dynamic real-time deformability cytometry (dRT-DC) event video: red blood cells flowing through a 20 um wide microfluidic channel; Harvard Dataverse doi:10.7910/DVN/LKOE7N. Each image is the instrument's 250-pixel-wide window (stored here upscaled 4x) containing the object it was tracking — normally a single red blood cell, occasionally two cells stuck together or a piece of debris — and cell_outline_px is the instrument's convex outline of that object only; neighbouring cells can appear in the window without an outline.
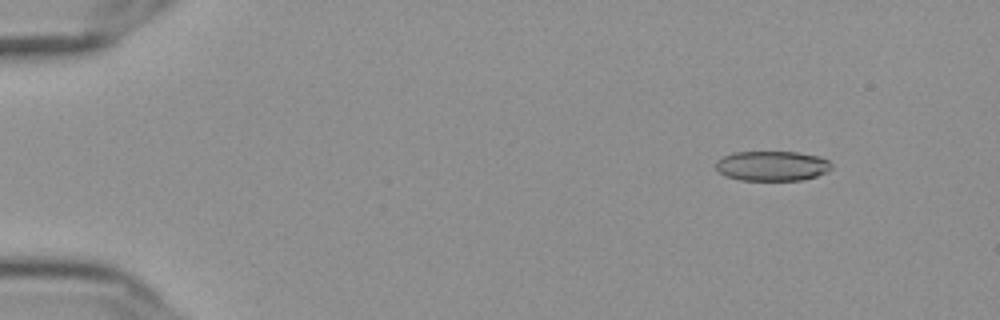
{"species": "Egyptian fruit bat (a non-hibernating species)", "species_latin": "Rousettus aegyptiacus", "temperature_condition": "cold", "stored_images_in_passage": 57, "camera_frame_rate_fps": 3000, "um_per_image_px": 0.085, "frame": {"image": 1, "passage_image": 7, "time_ms": 2.0, "image_size_px": [1000, 320], "cell_outline_px": [[832, 168], [816, 176], [800, 180], [740, 180], [728, 176], [720, 172], [716, 168], [716, 164], [724, 156], [736, 152], [796, 152], [816, 156], [828, 160], [832, 164]], "centroid_in_image_um": [65.65, 14.1], "position_along_channel_um": 19.4, "area_um2": 19.77}}
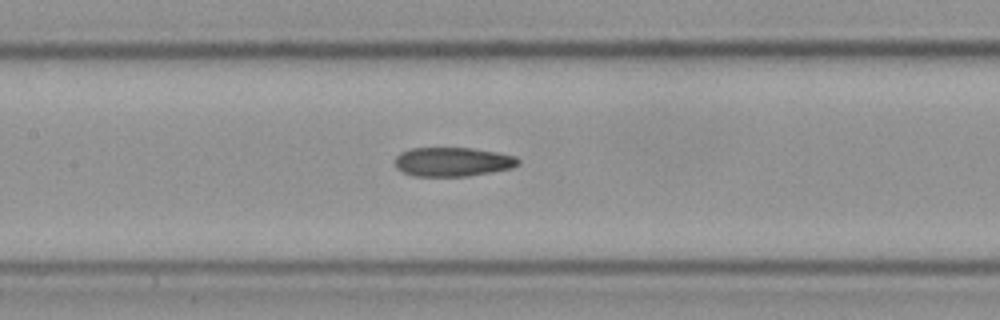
{"frame": {"image": 2, "passage_image": 28, "time_ms": 9.0, "image_size_px": [1000, 320], "cell_outline_px": [[520, 164], [512, 168], [492, 172], [468, 176], [412, 176], [404, 172], [396, 164], [396, 156], [400, 152], [412, 148], [472, 148], [496, 152], [516, 156], [520, 160]], "centroid_in_image_um": [38.53, 13.75], "position_along_channel_um": 168.9, "area_um2": 20.87}}
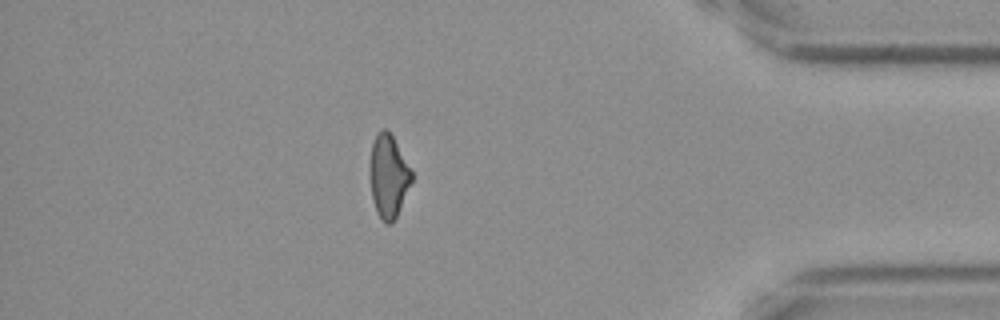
{"frame": {"image": 3, "passage_image": 50, "time_ms": 16.333, "image_size_px": [1000, 320], "cell_outline_px": [[412, 180], [396, 216], [392, 224], [388, 224], [376, 212], [372, 200], [372, 144], [376, 132], [380, 128], [384, 128], [392, 136], [412, 172]], "centroid_in_image_um": [33.03, 14.97], "position_along_channel_um": 402.2, "area_um2": 19.25}, "authors_computed_cell_mechanics": {"area_um2": 21.1548, "velocity_mm_per_s": 3.6479, "shape_relaxation_time_tau1_ms": null, "shape_relaxation_time_tau2_ms": 4.1748, "deformation_change_tau1": null, "deformation_change_tau2": 0.1321}}